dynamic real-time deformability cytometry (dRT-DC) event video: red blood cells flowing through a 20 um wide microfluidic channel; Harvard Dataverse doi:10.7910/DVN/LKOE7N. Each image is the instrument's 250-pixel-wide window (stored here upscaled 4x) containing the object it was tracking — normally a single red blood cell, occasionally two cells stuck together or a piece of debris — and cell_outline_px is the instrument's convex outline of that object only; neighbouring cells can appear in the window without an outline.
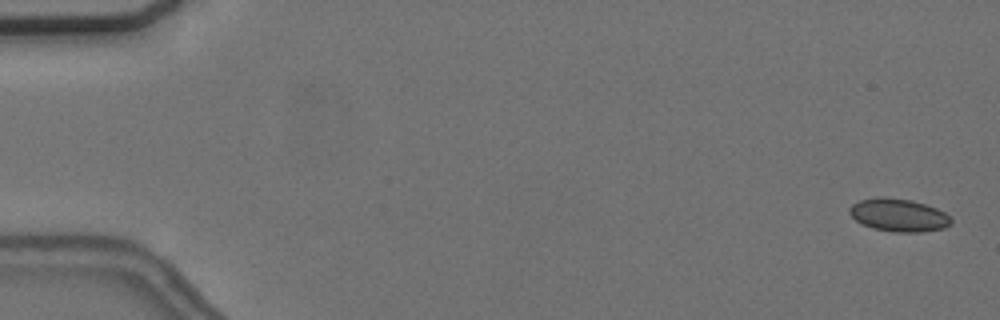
{"species": "common noctule bat (a hibernating species)", "species_latin": "Nyctalus noctula", "temperature_condition": "cold", "stored_images_in_passage": 5, "camera_frame_rate_fps": 3000, "um_per_image_px": 0.085, "animal": {"sex": "female", "body_mass_g": 24.6, "forearm_length_mm": 56.2}, "frame": {"image": 1, "passage_image": 1, "time_ms": 0.0, "image_size_px": [1000, 320], "cell_outline_px": [[952, 224], [944, 228], [920, 232], [896, 232], [872, 228], [856, 220], [848, 212], [848, 208], [852, 204], [860, 200], [880, 196], [912, 200], [936, 208], [944, 212], [952, 220]], "centroid_in_image_um": [76.37, 18.28], "position_along_channel_um": 8.6, "area_um2": 19.42}}